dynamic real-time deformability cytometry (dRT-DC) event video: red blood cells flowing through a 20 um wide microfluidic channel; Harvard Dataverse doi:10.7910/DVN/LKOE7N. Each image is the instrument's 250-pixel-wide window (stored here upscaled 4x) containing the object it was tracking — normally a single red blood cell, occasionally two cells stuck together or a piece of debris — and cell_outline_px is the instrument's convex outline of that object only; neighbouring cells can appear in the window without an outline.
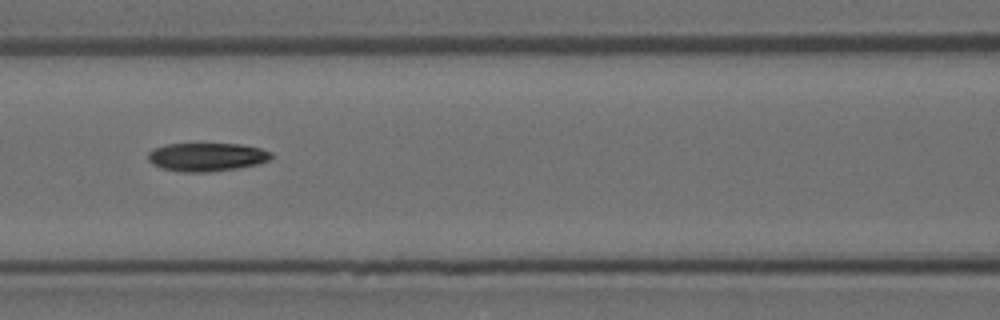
{"species": "Egyptian fruit bat (a non-hibernating species)", "species_latin": "Rousettus aegyptiacus", "temperature_condition": "room temperature", "stored_images_in_passage": 15, "camera_frame_rate_fps": 3000, "um_per_image_px": 0.085, "animal": {"sex": "female"}, "frame": {"image": 1, "passage_image": 7, "time_ms": 2.0, "image_size_px": [1000, 320], "cell_outline_px": [[272, 156], [268, 160], [256, 164], [236, 168], [208, 172], [180, 172], [160, 168], [152, 164], [148, 160], [148, 152], [164, 144], [240, 144], [260, 148], [272, 152]], "centroid_in_image_um": [17.53, 13.34], "position_along_channel_um": 149.1, "area_um2": 20.35}}
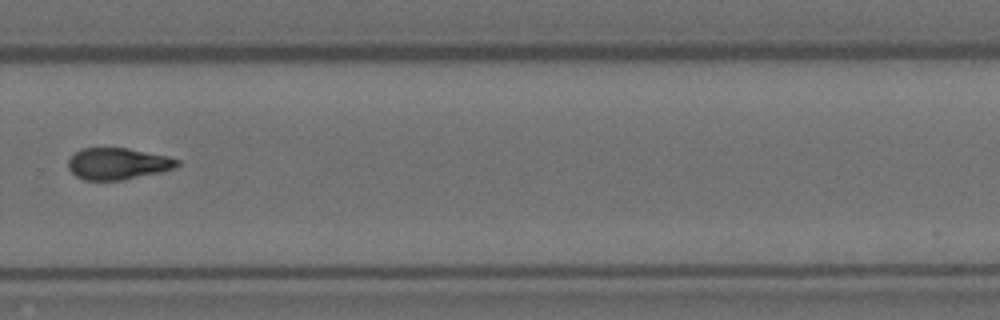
{"frame": {"image": 2, "passage_image": 11, "time_ms": 3.333, "image_size_px": [1000, 320], "cell_outline_px": [[180, 164], [176, 168], [164, 172], [124, 180], [84, 180], [76, 176], [68, 168], [68, 160], [80, 148], [128, 148], [168, 156], [180, 160]], "centroid_in_image_um": [10.06, 13.92], "position_along_channel_um": 319.7, "area_um2": 20.35}}
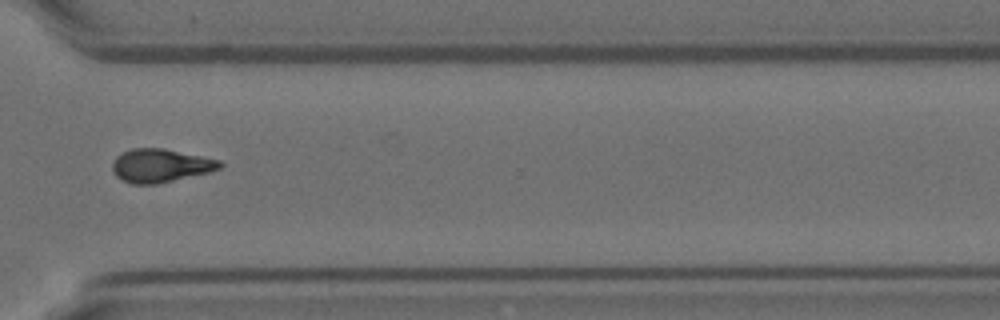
{"frame": {"image": 3, "passage_image": 12, "time_ms": 3.667, "image_size_px": [1000, 320], "cell_outline_px": [[224, 164], [220, 168], [208, 172], [156, 184], [132, 184], [120, 180], [116, 176], [112, 168], [112, 160], [116, 156], [132, 148], [164, 148], [220, 160]], "centroid_in_image_um": [13.6, 14.07], "position_along_channel_um": 357.0, "area_um2": 20.87}}